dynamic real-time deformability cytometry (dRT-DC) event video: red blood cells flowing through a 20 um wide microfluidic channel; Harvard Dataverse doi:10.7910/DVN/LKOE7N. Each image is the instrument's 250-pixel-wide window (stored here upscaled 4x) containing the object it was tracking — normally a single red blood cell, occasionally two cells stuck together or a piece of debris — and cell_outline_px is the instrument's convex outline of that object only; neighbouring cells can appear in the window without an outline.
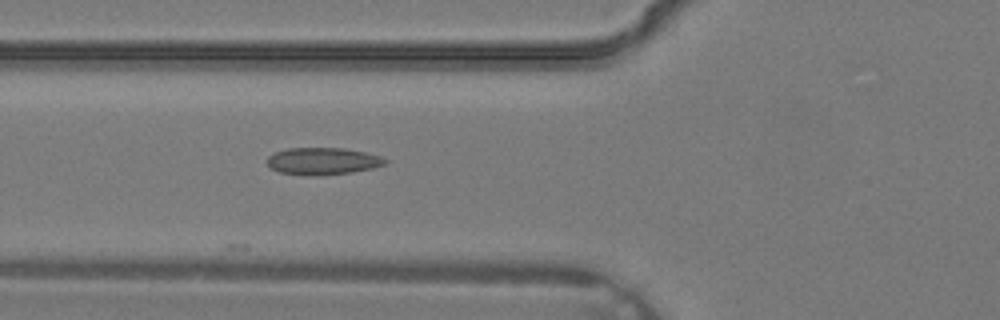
{"species": "common noctule bat (a hibernating species)", "species_latin": "Nyctalus noctula", "temperature_condition": "warm", "stored_images_in_passage": 24, "camera_frame_rate_fps": 3000, "um_per_image_px": 0.085, "animal": {"sex": "male", "body_mass_g": 19.2, "forearm_length_mm": 51.8}, "frame": {"image": 1, "passage_image": 2, "time_ms": 0.333, "image_size_px": [1000, 320], "cell_outline_px": [[388, 164], [372, 168], [352, 172], [280, 172], [272, 168], [268, 164], [268, 156], [276, 152], [288, 148], [344, 148], [364, 152], [380, 156], [388, 160]], "centroid_in_image_um": [27.51, 13.63], "position_along_channel_um": 98.3, "area_um2": 17.46}}
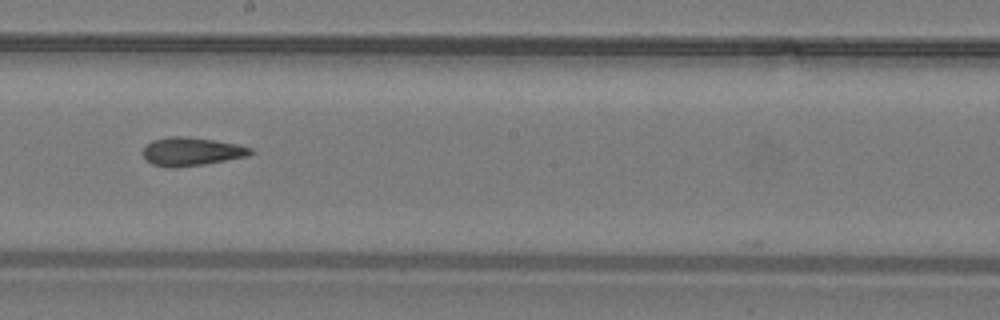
{"frame": {"image": 2, "passage_image": 9, "time_ms": 2.667, "image_size_px": [1000, 320], "cell_outline_px": [[256, 152], [248, 156], [204, 164], [176, 168], [168, 168], [152, 164], [144, 156], [144, 148], [152, 140], [168, 136], [184, 136], [212, 140], [236, 144], [252, 148]], "centroid_in_image_um": [16.29, 12.89], "position_along_channel_um": 231.9, "area_um2": 17.74}}
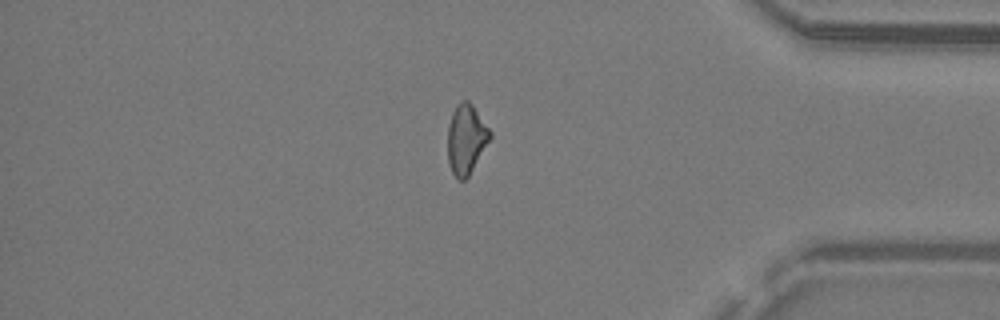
{"frame": {"image": 3, "passage_image": 19, "time_ms": 6.0, "image_size_px": [1000, 320], "cell_outline_px": [[492, 136], [468, 176], [464, 180], [456, 180], [448, 164], [448, 128], [452, 112], [456, 104], [460, 100], [468, 100], [472, 104], [492, 132]], "centroid_in_image_um": [39.61, 11.81], "position_along_channel_um": 395.6, "area_um2": 17.22}}